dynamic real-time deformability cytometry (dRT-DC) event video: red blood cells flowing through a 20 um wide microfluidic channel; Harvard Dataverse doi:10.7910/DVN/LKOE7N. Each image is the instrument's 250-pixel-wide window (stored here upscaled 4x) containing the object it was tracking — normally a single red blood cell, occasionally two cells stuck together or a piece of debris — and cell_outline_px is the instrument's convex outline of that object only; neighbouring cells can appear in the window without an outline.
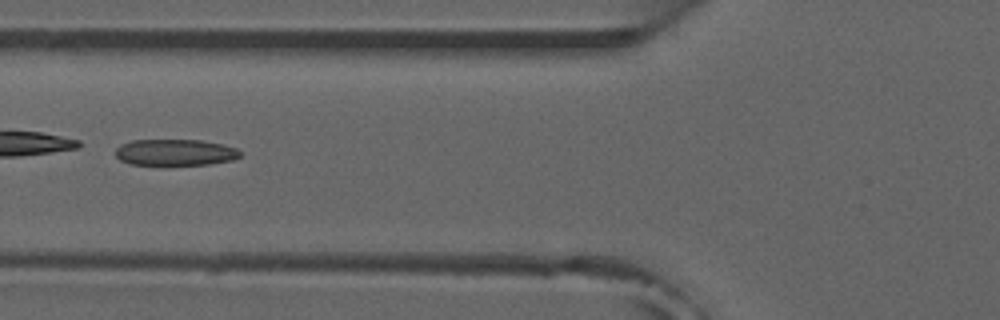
{"species": "common noctule bat (a hibernating species)", "species_latin": "Nyctalus noctula", "temperature_condition": "room temperature", "stored_images_in_passage": 37, "camera_frame_rate_fps": 3000, "um_per_image_px": 0.085, "animal": {"sex": "male", "forearm_length_mm": 52.5}, "frame": {"image": 1, "passage_image": 6, "time_ms": 1.667, "image_size_px": [1000, 320], "cell_outline_px": [[240, 156], [232, 160], [208, 164], [164, 168], [128, 164], [120, 160], [116, 156], [116, 148], [120, 144], [132, 140], [200, 140], [224, 144], [236, 148], [240, 152]], "centroid_in_image_um": [14.83, 13.0], "position_along_channel_um": 111.0, "area_um2": 20.17}, "authors_computed_cell_mechanics": {"area_um2": 20.1722, "velocity_mm_per_s": 3.9184, "shape_relaxation_time_tau1_ms": null, "shape_relaxation_time_tau2_ms": 2.6663, "deformation_change_tau1": null, "deformation_change_tau2": 0.1048}}